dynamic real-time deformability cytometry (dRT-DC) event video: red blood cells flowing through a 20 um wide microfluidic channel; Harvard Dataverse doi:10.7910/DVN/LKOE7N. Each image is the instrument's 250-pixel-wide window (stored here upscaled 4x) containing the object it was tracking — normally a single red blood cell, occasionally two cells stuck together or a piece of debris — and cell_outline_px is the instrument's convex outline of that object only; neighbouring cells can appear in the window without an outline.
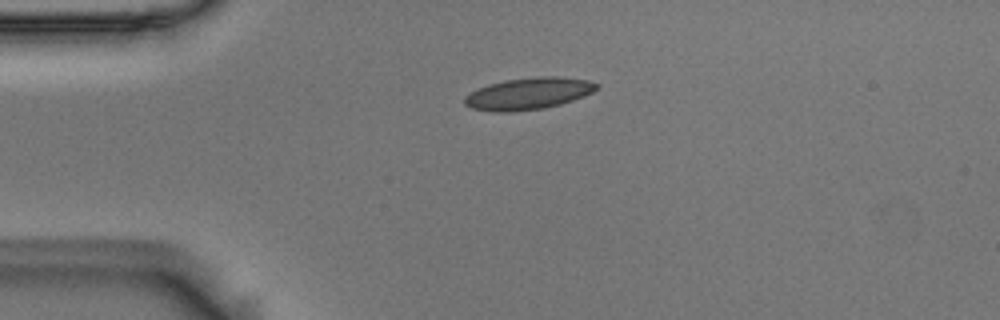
{"species": "Egyptian fruit bat (a non-hibernating species)", "species_latin": "Rousettus aegyptiacus", "temperature_condition": "room temperature", "stored_images_in_passage": 4, "camera_frame_rate_fps": 3000, "um_per_image_px": 0.085, "animal": {"sex": "male"}, "frame": {"image": 1, "passage_image": 4, "time_ms": 1.0, "image_size_px": [1000, 320], "cell_outline_px": [[600, 88], [584, 96], [560, 104], [540, 108], [508, 112], [496, 112], [472, 108], [464, 104], [464, 96], [468, 92], [476, 88], [488, 84], [504, 80], [540, 76], [556, 76], [588, 80], [600, 84]], "centroid_in_image_um": [44.9, 7.94], "position_along_channel_um": 40.1, "area_um2": 24.57}}